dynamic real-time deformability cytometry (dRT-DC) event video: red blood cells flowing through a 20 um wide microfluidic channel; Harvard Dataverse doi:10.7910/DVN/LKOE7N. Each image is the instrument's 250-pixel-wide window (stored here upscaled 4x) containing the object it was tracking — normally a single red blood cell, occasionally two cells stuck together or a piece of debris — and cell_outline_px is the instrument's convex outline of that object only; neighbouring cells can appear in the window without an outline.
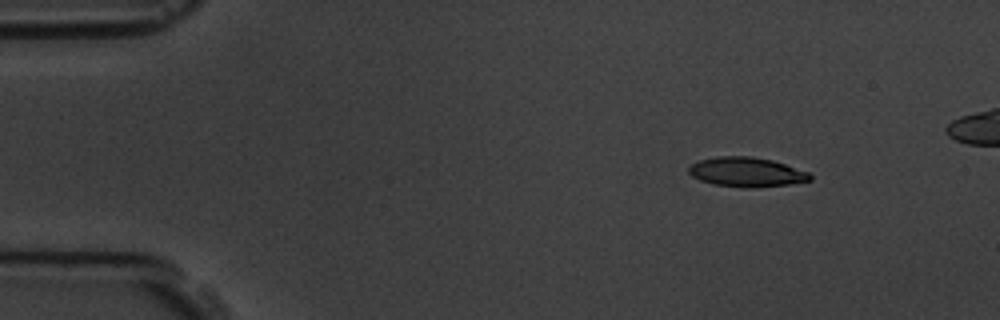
{"species": "common noctule bat (a hibernating species)", "species_latin": "Nyctalus noctula", "temperature_condition": "room temperature", "stored_images_in_passage": 10, "camera_frame_rate_fps": 3000, "um_per_image_px": 0.085, "animal": {"sex": "male", "body_mass_g": 19.5, "forearm_length_mm": 54.6}, "frame": {"image": 1, "passage_image": 2, "time_ms": 1.333, "image_size_px": [1000, 320], "cell_outline_px": [[812, 180], [788, 184], [752, 188], [748, 188], [712, 184], [700, 180], [692, 176], [688, 172], [688, 168], [692, 164], [700, 160], [716, 156], [752, 156], [772, 160], [808, 172], [812, 176]], "centroid_in_image_um": [63.44, 14.62], "position_along_channel_um": 21.6, "area_um2": 20.81}}
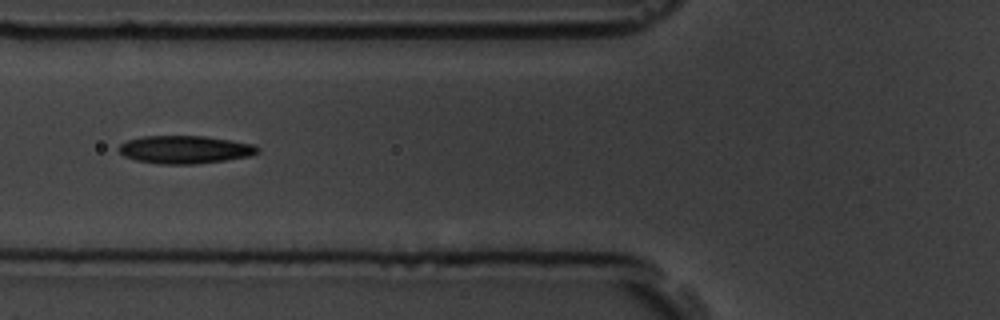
{"frame": {"image": 2, "passage_image": 6, "time_ms": 6.0, "image_size_px": [1000, 320], "cell_outline_px": [[260, 152], [248, 156], [224, 160], [196, 164], [160, 164], [136, 160], [124, 156], [116, 148], [120, 144], [128, 140], [144, 136], [204, 136], [252, 144], [260, 148]], "centroid_in_image_um": [15.69, 12.71], "position_along_channel_um": 110.1, "area_um2": 22.43}}
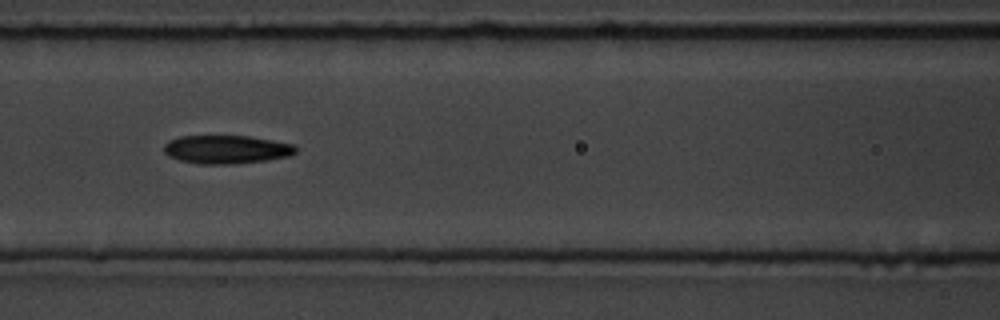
{"frame": {"image": 3, "passage_image": 7, "time_ms": 7.0, "image_size_px": [1000, 320], "cell_outline_px": [[296, 152], [288, 156], [264, 160], [236, 164], [200, 164], [180, 160], [168, 156], [164, 152], [164, 144], [168, 140], [180, 136], [248, 136], [272, 140], [292, 144], [296, 148]], "centroid_in_image_um": [19.2, 12.7], "position_along_channel_um": 147.4, "area_um2": 21.73}}